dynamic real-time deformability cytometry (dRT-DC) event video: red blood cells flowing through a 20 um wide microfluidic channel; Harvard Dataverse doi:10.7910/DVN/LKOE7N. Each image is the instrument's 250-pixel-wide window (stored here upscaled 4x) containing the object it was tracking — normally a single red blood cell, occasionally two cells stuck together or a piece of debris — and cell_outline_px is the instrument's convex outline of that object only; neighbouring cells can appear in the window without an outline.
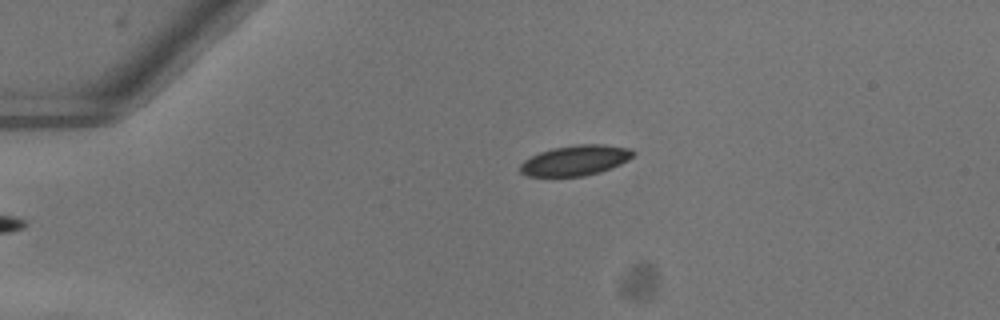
{"species": "common noctule bat (a hibernating species)", "species_latin": "Nyctalus noctula", "temperature_condition": "warm", "stored_images_in_passage": 34, "camera_frame_rate_fps": 3000, "um_per_image_px": 0.085, "animal": {"sex": "female"}, "frame": {"image": 1, "passage_image": 1, "time_ms": 0.0, "image_size_px": [1000, 320], "cell_outline_px": [[636, 152], [628, 160], [612, 168], [600, 172], [584, 176], [528, 176], [520, 172], [520, 164], [524, 160], [540, 152], [552, 148], [576, 144], [604, 144], [632, 148]], "centroid_in_image_um": [48.94, 13.62], "position_along_channel_um": 36.1, "area_um2": 20.06}}
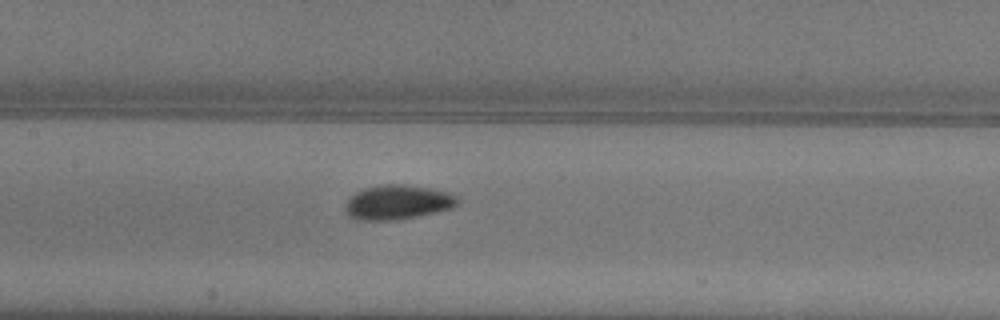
{"frame": {"image": 2, "passage_image": 15, "time_ms": 4.667, "image_size_px": [1000, 320], "cell_outline_px": [[460, 200], [456, 204], [448, 208], [416, 216], [392, 220], [352, 220], [344, 212], [344, 204], [348, 196], [364, 188], [380, 184], [404, 184], [432, 188], [452, 192]], "centroid_in_image_um": [33.71, 17.17], "position_along_channel_um": 173.7, "area_um2": 22.83}}
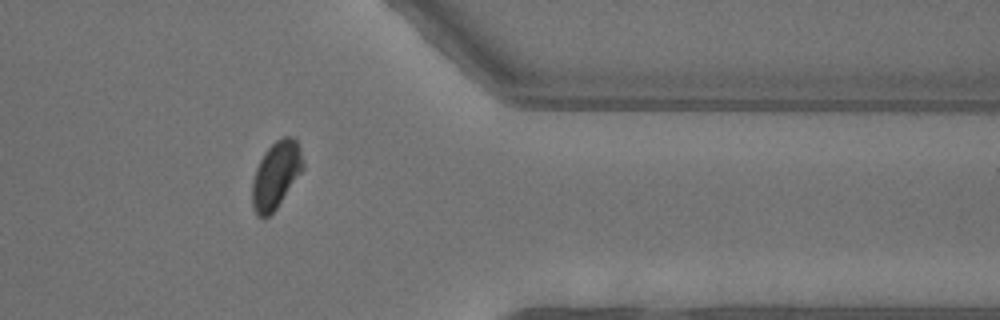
{"frame": {"image": 3, "passage_image": 32, "time_ms": 10.333, "image_size_px": [1000, 320], "cell_outline_px": [[304, 168], [276, 208], [268, 216], [256, 216], [252, 208], [252, 184], [256, 168], [264, 152], [276, 140], [284, 136], [292, 136], [296, 140], [300, 148], [304, 164]], "centroid_in_image_um": [23.45, 14.86], "position_along_channel_um": 387.9, "area_um2": 19.65}, "authors_computed_cell_mechanics": {"area_um2": 21.3282, "velocity_mm_per_s": 4.0222, "shape_relaxation_time_tau1_ms": 4.0374, "shape_relaxation_time_tau2_ms": null, "deformation_change_tau1": 0.1173, "deformation_change_tau2": null}}